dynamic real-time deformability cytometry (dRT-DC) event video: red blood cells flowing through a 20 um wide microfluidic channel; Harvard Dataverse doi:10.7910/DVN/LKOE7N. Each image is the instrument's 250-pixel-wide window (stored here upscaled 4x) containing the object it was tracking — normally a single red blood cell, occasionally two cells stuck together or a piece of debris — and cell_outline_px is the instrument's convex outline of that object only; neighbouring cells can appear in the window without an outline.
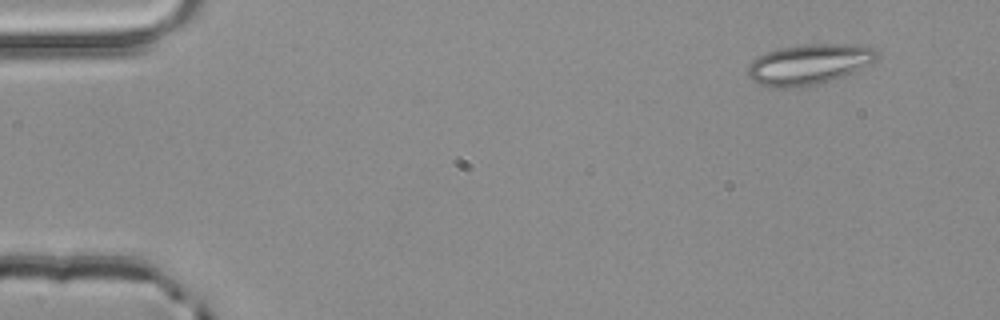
{"species": "common noctule bat (a hibernating species)", "species_latin": "Nyctalus noctula", "temperature_condition": "room temperature", "stored_images_in_passage": 3, "camera_frame_rate_fps": 3000, "um_per_image_px": 0.085, "animal": {"sex": "male", "body_mass_g": 20.4}, "frame": {"image": 1, "passage_image": 1, "time_ms": 0.0, "image_size_px": [1000, 320], "cell_outline_px": [[880, 56], [872, 64], [832, 80], [804, 88], [776, 88], [760, 84], [752, 80], [748, 76], [748, 64], [756, 56], [764, 52], [780, 48], [804, 44], [848, 44], [876, 48], [880, 52]], "centroid_in_image_um": [68.77, 5.47], "position_along_channel_um": 16.2, "area_um2": 30.92}}